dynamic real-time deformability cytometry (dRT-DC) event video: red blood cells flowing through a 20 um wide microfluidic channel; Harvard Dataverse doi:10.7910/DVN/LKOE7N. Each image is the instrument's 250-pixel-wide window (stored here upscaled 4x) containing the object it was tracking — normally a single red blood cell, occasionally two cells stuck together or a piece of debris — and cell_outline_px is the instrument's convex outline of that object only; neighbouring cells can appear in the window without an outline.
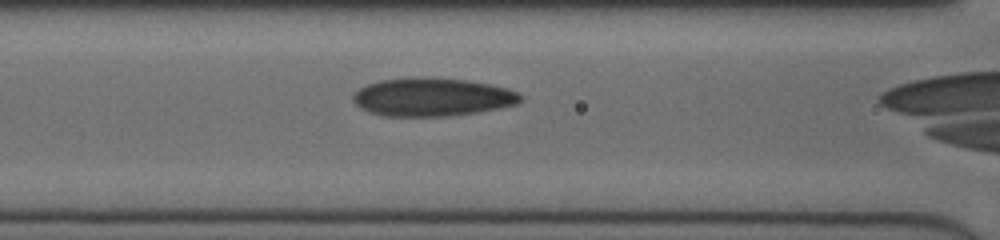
{"species": "human", "species_latin": "Homo sapiens", "temperature_condition": "cold", "stored_images_in_passage": 35, "camera_frame_rate_fps": 3000, "um_per_image_px": 0.085, "donor": {"sex": "female"}, "frame": {"image": 1, "passage_image": 15, "time_ms": 4.667, "image_size_px": [1000, 240], "cell_outline_px": [[524, 96], [516, 104], [476, 112], [448, 116], [384, 116], [368, 112], [360, 108], [352, 100], [352, 92], [368, 84], [380, 80], [416, 76], [424, 76], [468, 80], [508, 88]], "centroid_in_image_um": [36.68, 8.23], "position_along_channel_um": 129.9, "area_um2": 37.57}}
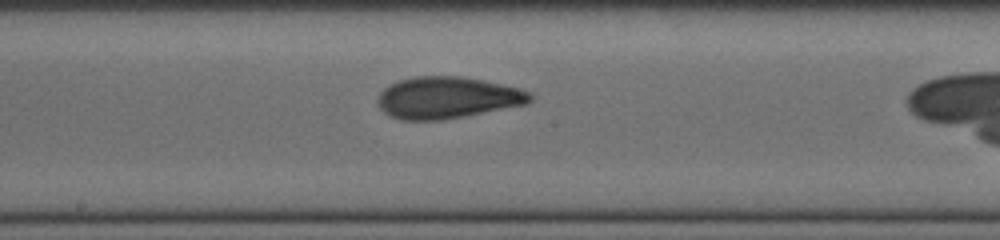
{"frame": {"image": 2, "passage_image": 21, "time_ms": 6.667, "image_size_px": [1000, 240], "cell_outline_px": [[532, 100], [528, 104], [464, 116], [440, 120], [400, 120], [384, 112], [380, 108], [376, 100], [380, 92], [384, 88], [400, 80], [416, 76], [460, 76], [484, 80], [520, 88], [532, 92]], "centroid_in_image_um": [38.05, 8.3], "position_along_channel_um": 210.2, "area_um2": 37.11}}
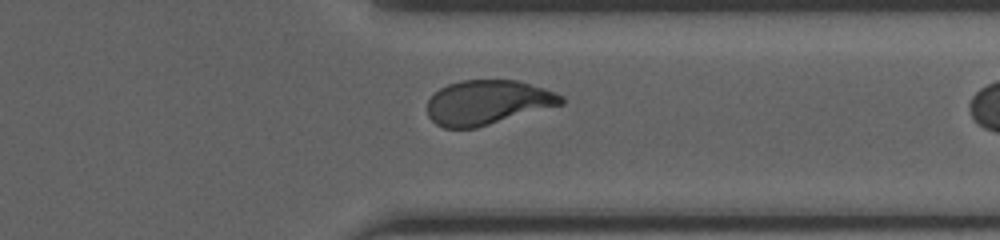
{"frame": {"image": 3, "passage_image": 33, "time_ms": 10.667, "image_size_px": [1000, 240], "cell_outline_px": [[564, 104], [476, 128], [444, 128], [436, 124], [428, 116], [428, 100], [440, 88], [448, 84], [460, 80], [516, 80], [544, 88], [556, 92], [564, 96]], "centroid_in_image_um": [41.46, 8.71], "position_along_channel_um": 369.9, "area_um2": 34.74}}